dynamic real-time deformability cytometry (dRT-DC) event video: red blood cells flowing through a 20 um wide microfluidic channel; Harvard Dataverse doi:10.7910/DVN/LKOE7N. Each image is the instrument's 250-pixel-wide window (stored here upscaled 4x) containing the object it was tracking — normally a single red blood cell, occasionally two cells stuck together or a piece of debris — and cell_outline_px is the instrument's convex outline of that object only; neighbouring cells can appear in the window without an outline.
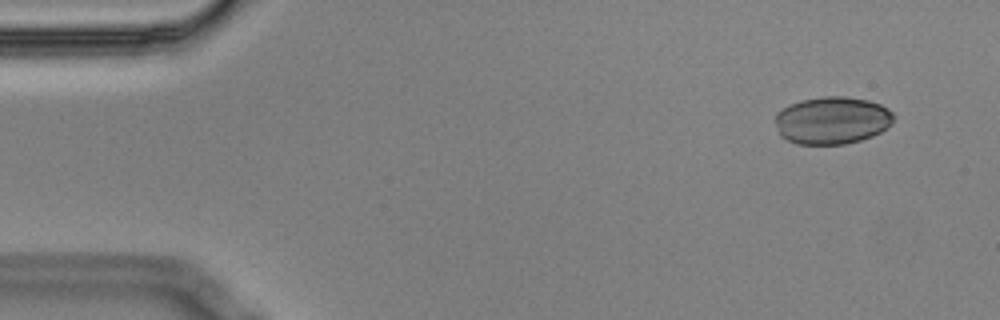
{"species": "Egyptian fruit bat (a non-hibernating species)", "species_latin": "Rousettus aegyptiacus", "temperature_condition": "cold", "stored_images_in_passage": 1, "camera_frame_rate_fps": 3000, "um_per_image_px": 0.085, "animal": {"sex": "male"}, "frame": {"image": 1, "passage_image": 1, "time_ms": 0.0, "image_size_px": [1000, 320], "cell_outline_px": [[896, 116], [892, 124], [888, 128], [872, 136], [860, 140], [844, 144], [796, 144], [780, 136], [776, 124], [776, 112], [800, 100], [824, 96], [844, 96], [868, 100], [880, 104], [888, 108]], "centroid_in_image_um": [70.76, 10.23], "position_along_channel_um": 14.2, "area_um2": 32.95}}